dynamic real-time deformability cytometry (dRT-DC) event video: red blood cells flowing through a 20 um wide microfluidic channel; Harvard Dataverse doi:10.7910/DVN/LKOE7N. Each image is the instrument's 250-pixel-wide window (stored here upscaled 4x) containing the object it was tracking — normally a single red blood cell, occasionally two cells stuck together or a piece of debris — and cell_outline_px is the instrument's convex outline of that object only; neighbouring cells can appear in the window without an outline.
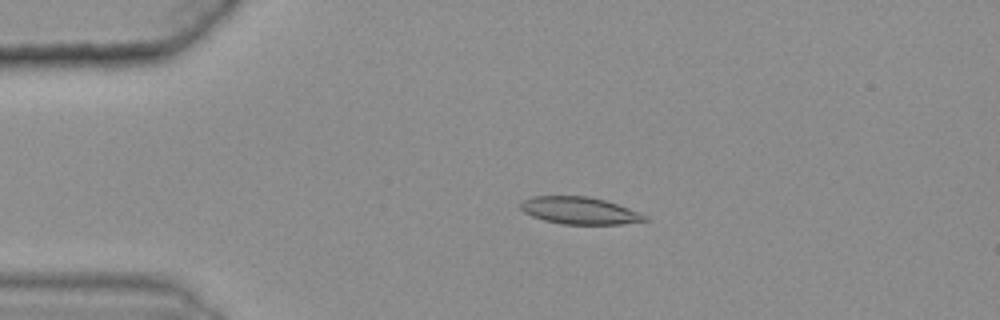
{"species": "common noctule bat (a hibernating species)", "species_latin": "Nyctalus noctula", "temperature_condition": "warm", "stored_images_in_passage": 41, "camera_frame_rate_fps": 3000, "um_per_image_px": 0.085, "animal": {"sex": "female", "body_mass_g": 25.1}, "frame": {"image": 1, "passage_image": 6, "time_ms": 1.667, "image_size_px": [1000, 320], "cell_outline_px": [[648, 220], [620, 224], [564, 224], [544, 220], [532, 216], [524, 212], [520, 208], [520, 204], [524, 200], [532, 196], [588, 196], [604, 200], [628, 208], [648, 216]], "centroid_in_image_um": [49.25, 17.9], "position_along_channel_um": 35.8, "area_um2": 19.48}}
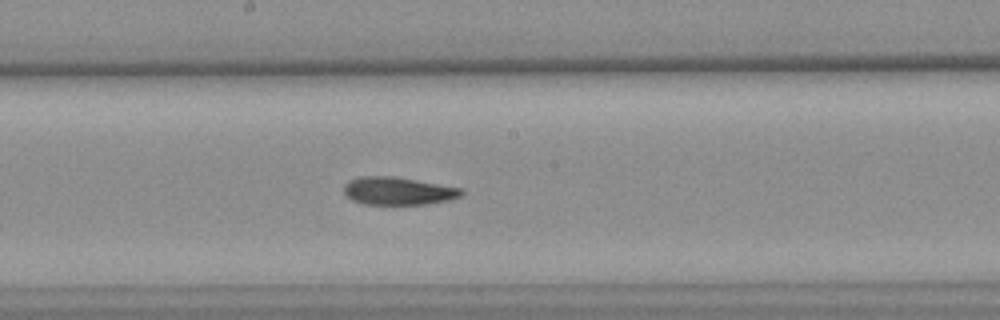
{"frame": {"image": 2, "passage_image": 24, "time_ms": 7.667, "image_size_px": [1000, 320], "cell_outline_px": [[464, 192], [460, 196], [452, 200], [428, 204], [364, 204], [352, 200], [344, 192], [344, 184], [348, 180], [360, 176], [392, 176], [464, 188]], "centroid_in_image_um": [33.86, 16.23], "position_along_channel_um": 214.3, "area_um2": 19.19}}
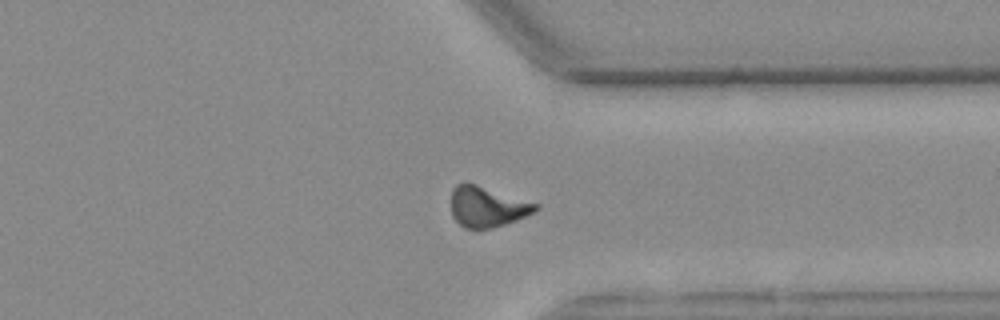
{"frame": {"image": 3, "passage_image": 37, "time_ms": 12.0, "image_size_px": [1000, 320], "cell_outline_px": [[540, 208], [516, 220], [492, 228], [464, 228], [452, 216], [452, 188], [456, 184], [472, 184], [540, 204]], "centroid_in_image_um": [41.41, 17.59], "position_along_channel_um": 370.0, "area_um2": 19.36}, "authors_computed_cell_mechanics": {"area_um2": 19.5942, "velocity_mm_per_s": 3.6163, "shape_relaxation_time_tau1_ms": 10.721, "shape_relaxation_time_tau2_ms": 6.1064, "deformation_change_tau1": 0.2458, "deformation_change_tau2": 0.12}}